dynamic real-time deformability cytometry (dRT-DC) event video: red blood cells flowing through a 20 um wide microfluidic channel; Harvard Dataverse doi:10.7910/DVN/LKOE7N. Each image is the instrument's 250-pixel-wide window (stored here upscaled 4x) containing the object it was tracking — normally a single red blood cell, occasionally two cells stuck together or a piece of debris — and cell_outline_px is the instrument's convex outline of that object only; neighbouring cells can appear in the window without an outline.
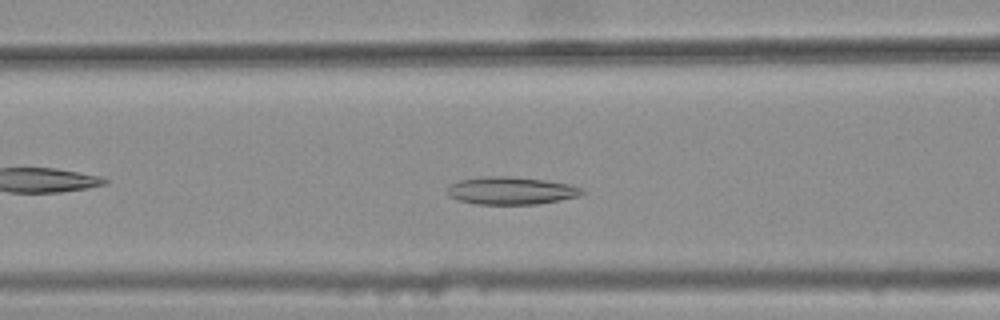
{"species": "common noctule bat (a hibernating species)", "species_latin": "Nyctalus noctula", "temperature_condition": "warm", "stored_images_in_passage": 38, "camera_frame_rate_fps": 3000, "um_per_image_px": 0.085, "animal": {"sex": "female", "body_mass_g": 25.1}, "frame": {"image": 1, "passage_image": 16, "time_ms": 5.0, "image_size_px": [1000, 320], "cell_outline_px": [[584, 192], [580, 196], [560, 200], [536, 204], [476, 204], [456, 200], [448, 196], [448, 188], [452, 184], [460, 180], [488, 176], [512, 176], [544, 180], [568, 184], [584, 188]], "centroid_in_image_um": [43.45, 16.21], "position_along_channel_um": 123.1, "area_um2": 21.68}}
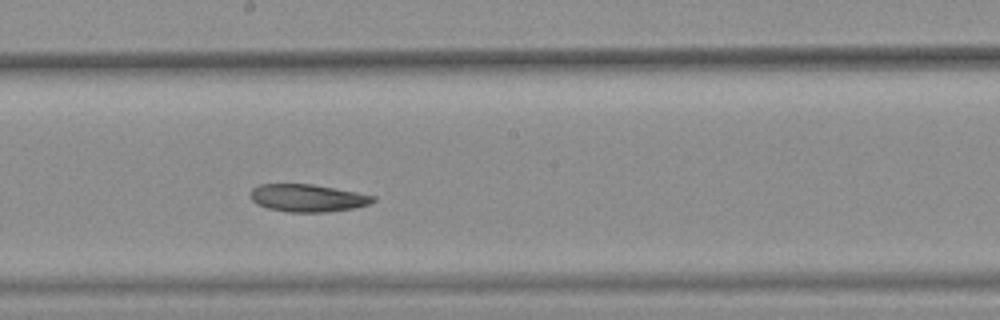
{"frame": {"image": 2, "passage_image": 24, "time_ms": 7.667, "image_size_px": [1000, 320], "cell_outline_px": [[376, 200], [368, 204], [356, 208], [328, 212], [288, 212], [268, 208], [256, 204], [248, 196], [252, 188], [256, 184], [312, 184], [356, 192], [376, 196]], "centroid_in_image_um": [26.12, 16.83], "position_along_channel_um": 222.1, "area_um2": 19.88}}
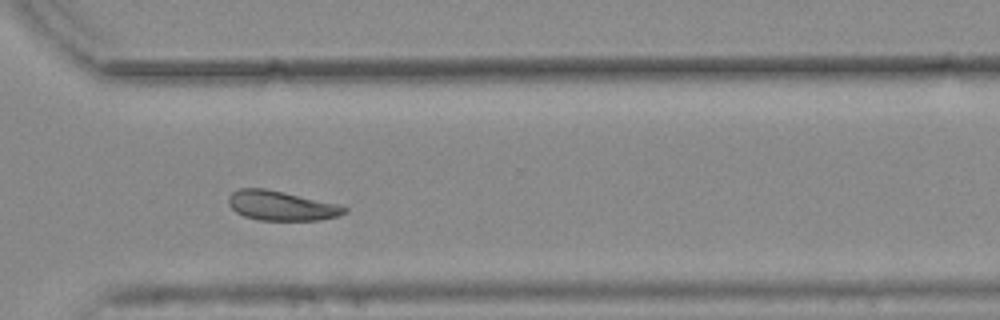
{"frame": {"image": 3, "passage_image": 34, "time_ms": 11.0, "image_size_px": [1000, 320], "cell_outline_px": [[348, 212], [340, 216], [320, 220], [260, 220], [244, 216], [236, 212], [228, 204], [228, 196], [232, 192], [240, 188], [264, 188], [284, 192], [340, 204], [348, 208]], "centroid_in_image_um": [23.95, 17.48], "position_along_channel_um": 346.7, "area_um2": 20.17}}